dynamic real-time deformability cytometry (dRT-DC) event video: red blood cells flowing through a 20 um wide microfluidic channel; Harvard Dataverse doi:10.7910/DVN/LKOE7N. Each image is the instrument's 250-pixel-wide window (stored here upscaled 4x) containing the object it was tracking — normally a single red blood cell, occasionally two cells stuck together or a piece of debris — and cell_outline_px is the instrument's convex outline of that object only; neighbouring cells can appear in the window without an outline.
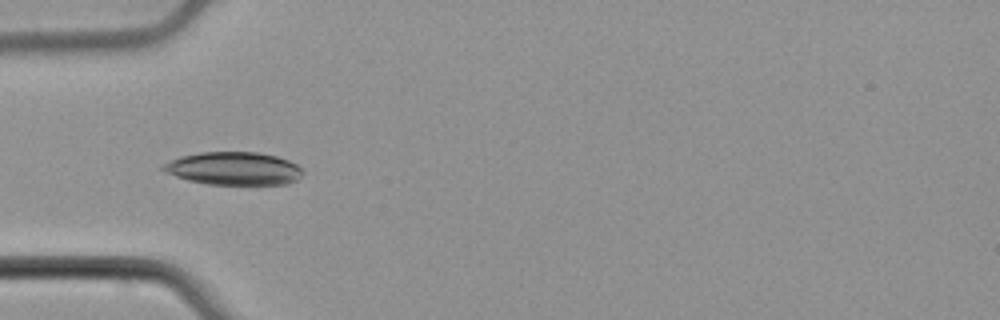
{"species": "common noctule bat (a hibernating species)", "species_latin": "Nyctalus noctula", "temperature_condition": "cold", "stored_images_in_passage": 15, "camera_frame_rate_fps": 3000, "um_per_image_px": 0.085, "animal": {"sex": "male", "body_mass_g": 21.5, "forearm_length_mm": 52.0}, "frame": {"image": 1, "passage_image": 3, "time_ms": 0.667, "image_size_px": [1000, 320], "cell_outline_px": [[304, 172], [296, 180], [288, 184], [208, 184], [188, 180], [164, 172], [160, 168], [164, 164], [180, 156], [200, 152], [256, 152], [276, 156], [288, 160], [296, 164]], "centroid_in_image_um": [19.86, 14.32], "position_along_channel_um": 65.1, "area_um2": 26.7}}